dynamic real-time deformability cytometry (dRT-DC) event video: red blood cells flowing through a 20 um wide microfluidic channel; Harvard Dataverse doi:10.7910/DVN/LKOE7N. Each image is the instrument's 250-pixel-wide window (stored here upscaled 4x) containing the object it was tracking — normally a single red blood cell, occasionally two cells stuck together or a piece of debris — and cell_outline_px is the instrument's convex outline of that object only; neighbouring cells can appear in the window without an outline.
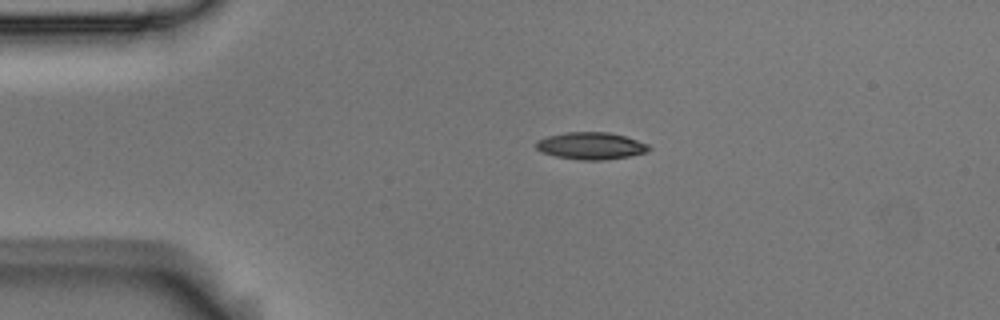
{"species": "Egyptian fruit bat (a non-hibernating species)", "species_latin": "Rousettus aegyptiacus", "temperature_condition": "room temperature", "stored_images_in_passage": 2, "camera_frame_rate_fps": 3000, "um_per_image_px": 0.085, "animal": {"sex": "male"}, "frame": {"image": 1, "passage_image": 1, "time_ms": 0.0, "image_size_px": [1000, 320], "cell_outline_px": [[652, 148], [648, 152], [628, 156], [604, 160], [580, 160], [556, 156], [540, 152], [536, 148], [536, 140], [548, 136], [564, 132], [608, 132], [624, 136], [648, 144]], "centroid_in_image_um": [50.21, 12.39], "position_along_channel_um": 34.8, "area_um2": 17.86}}